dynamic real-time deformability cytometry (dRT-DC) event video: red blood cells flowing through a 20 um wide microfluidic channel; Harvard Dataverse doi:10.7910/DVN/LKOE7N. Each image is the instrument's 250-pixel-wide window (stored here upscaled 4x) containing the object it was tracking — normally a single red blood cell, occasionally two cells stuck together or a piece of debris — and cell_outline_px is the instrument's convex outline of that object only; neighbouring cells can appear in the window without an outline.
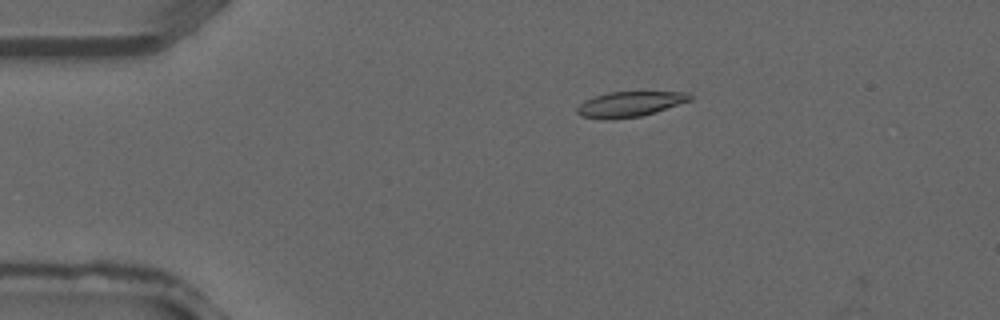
{"species": "common noctule bat (a hibernating species)", "species_latin": "Nyctalus noctula", "temperature_condition": "warm", "stored_images_in_passage": 3, "camera_frame_rate_fps": 3000, "um_per_image_px": 0.085, "animal": {"sex": "male", "forearm_length_mm": 52.5}, "frame": {"image": 1, "passage_image": 2, "time_ms": 0.333, "image_size_px": [1000, 320], "cell_outline_px": [[692, 100], [656, 112], [640, 116], [604, 120], [580, 116], [576, 112], [576, 108], [584, 100], [608, 92], [688, 92], [692, 96]], "centroid_in_image_um": [53.52, 8.85], "position_along_channel_um": 31.5, "area_um2": 16.65}}